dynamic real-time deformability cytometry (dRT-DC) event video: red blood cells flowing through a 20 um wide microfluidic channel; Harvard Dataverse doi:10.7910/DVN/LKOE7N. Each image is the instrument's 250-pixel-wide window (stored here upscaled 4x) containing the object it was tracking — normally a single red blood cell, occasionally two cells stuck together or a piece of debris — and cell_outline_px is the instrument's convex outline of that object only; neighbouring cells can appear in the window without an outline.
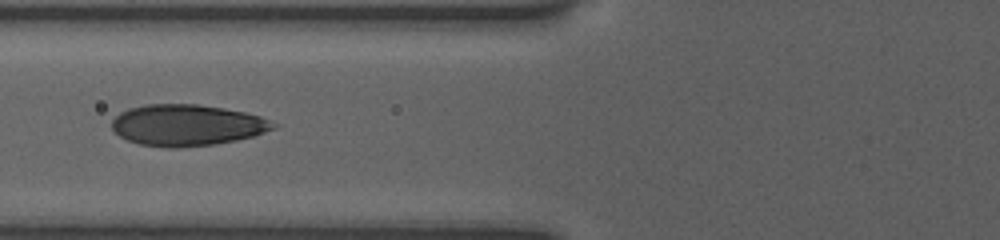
{"species": "human", "species_latin": "Homo sapiens", "temperature_condition": "room temperature", "stored_images_in_passage": 28, "camera_frame_rate_fps": 3000, "um_per_image_px": 0.085, "donor": {"sex": "female"}, "frame": {"image": 1, "passage_image": 17, "time_ms": 7.333, "image_size_px": [1000, 240], "cell_outline_px": [[280, 124], [276, 128], [252, 136], [236, 140], [212, 144], [176, 148], [168, 148], [140, 144], [128, 140], [120, 136], [112, 128], [112, 120], [120, 112], [128, 108], [148, 104], [196, 104], [224, 108], [244, 112], [260, 116]], "centroid_in_image_um": [15.9, 10.63], "position_along_channel_um": 109.9, "area_um2": 38.78}}
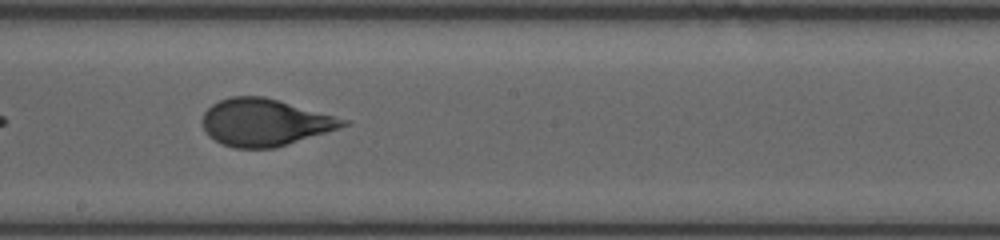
{"frame": {"image": 2, "passage_image": 23, "time_ms": 10.333, "image_size_px": [1000, 240], "cell_outline_px": [[348, 124], [276, 148], [232, 148], [208, 136], [200, 120], [204, 112], [212, 104], [220, 100], [232, 96], [264, 96], [348, 120]], "centroid_in_image_um": [22.42, 10.4], "position_along_channel_um": 225.8, "area_um2": 38.09}}
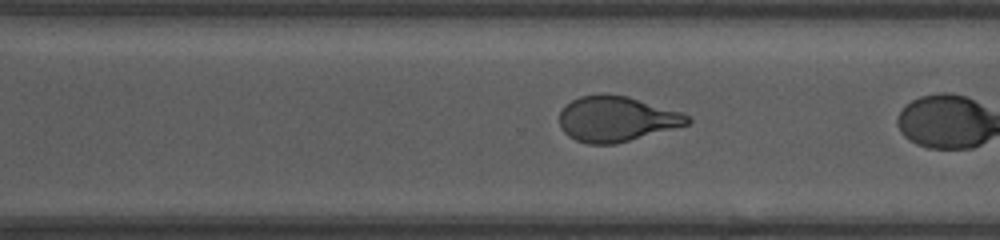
{"frame": {"image": 3, "passage_image": 27, "time_ms": 12.0, "image_size_px": [1000, 240], "cell_outline_px": [[692, 120], [688, 124], [616, 144], [588, 144], [576, 140], [568, 136], [560, 128], [560, 112], [564, 104], [580, 96], [604, 92], [628, 96], [680, 112], [688, 116]], "centroid_in_image_um": [52.34, 10.09], "position_along_channel_um": 318.3, "area_um2": 33.93}}